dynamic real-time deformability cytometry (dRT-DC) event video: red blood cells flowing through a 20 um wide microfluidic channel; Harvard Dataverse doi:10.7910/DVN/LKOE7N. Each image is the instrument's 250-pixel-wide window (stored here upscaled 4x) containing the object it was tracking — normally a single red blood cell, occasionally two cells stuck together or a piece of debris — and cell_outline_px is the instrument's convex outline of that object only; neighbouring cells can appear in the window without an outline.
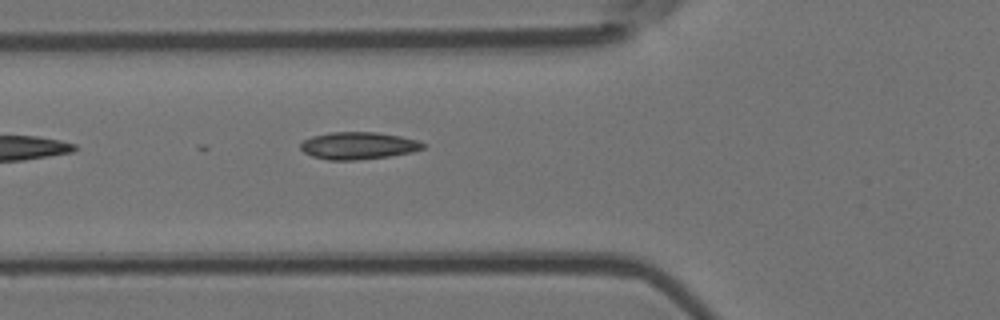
{"species": "Egyptian fruit bat (a non-hibernating species)", "species_latin": "Rousettus aegyptiacus", "temperature_condition": "room temperature", "stored_images_in_passage": 6, "camera_frame_rate_fps": 3000, "um_per_image_px": 0.085, "animal": {"sex": "female"}, "frame": {"image": 1, "passage_image": 6, "time_ms": 1.667, "image_size_px": [1000, 320], "cell_outline_px": [[424, 148], [412, 152], [388, 156], [356, 160], [328, 160], [312, 156], [304, 152], [300, 148], [300, 144], [304, 140], [312, 136], [332, 132], [376, 132], [400, 136], [420, 140], [424, 144]], "centroid_in_image_um": [30.46, 12.38], "position_along_channel_um": 95.3, "area_um2": 19.42}}